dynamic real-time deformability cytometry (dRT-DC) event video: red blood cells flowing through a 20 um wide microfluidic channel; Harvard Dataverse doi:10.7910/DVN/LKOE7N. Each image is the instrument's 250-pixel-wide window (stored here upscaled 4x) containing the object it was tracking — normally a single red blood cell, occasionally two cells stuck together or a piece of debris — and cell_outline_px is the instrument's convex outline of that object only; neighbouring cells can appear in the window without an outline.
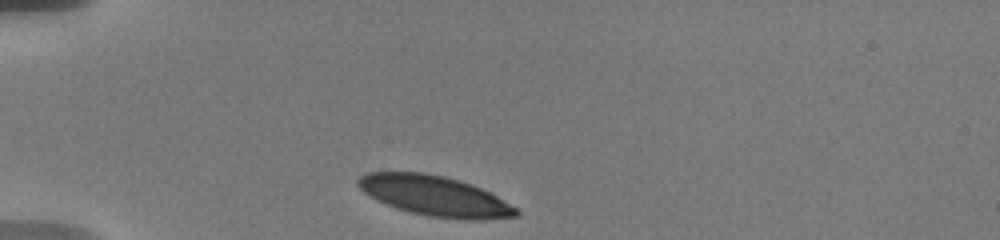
{"species": "human", "species_latin": "Homo sapiens", "temperature_condition": "warm", "stored_images_in_passage": 7, "camera_frame_rate_fps": 3000, "um_per_image_px": 0.085, "donor": {"sex": "male"}, "frame": {"image": 1, "passage_image": 1, "time_ms": 0.0, "image_size_px": [1000, 240], "cell_outline_px": [[520, 212], [516, 216], [484, 220], [464, 220], [428, 216], [396, 208], [376, 200], [364, 192], [356, 184], [356, 180], [360, 176], [368, 172], [424, 172], [444, 176], [472, 184], [496, 196], [516, 208]], "centroid_in_image_um": [36.93, 16.65], "position_along_channel_um": 48.1, "area_um2": 36.88}}
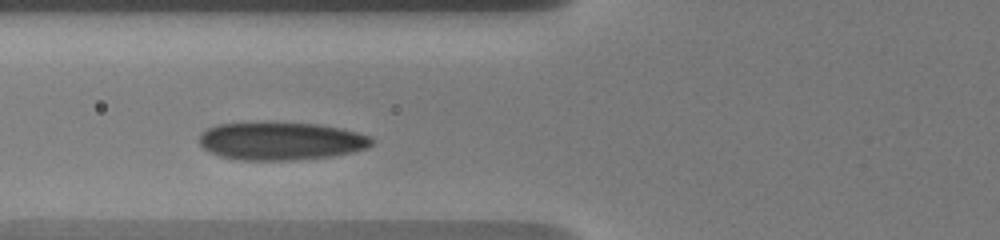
{"frame": {"image": 2, "passage_image": 5, "time_ms": 2.333, "image_size_px": [1000, 240], "cell_outline_px": [[376, 140], [368, 148], [352, 152], [332, 156], [296, 160], [236, 160], [220, 156], [208, 152], [200, 144], [200, 132], [208, 128], [220, 124], [264, 120], [268, 120], [320, 124], [344, 128], [372, 136]], "centroid_in_image_um": [23.9, 11.95], "position_along_channel_um": 101.9, "area_um2": 39.48}}
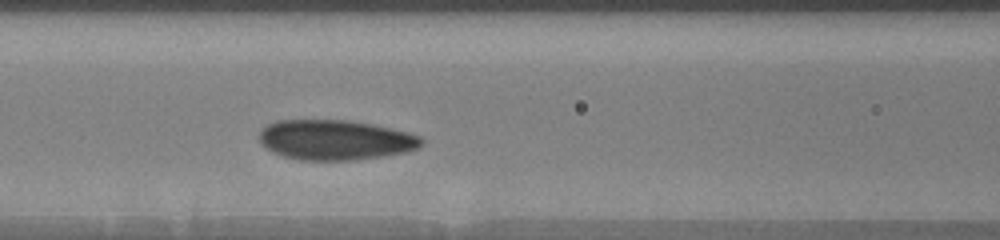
{"frame": {"image": 3, "passage_image": 7, "time_ms": 3.333, "image_size_px": [1000, 240], "cell_outline_px": [[424, 144], [420, 148], [408, 152], [384, 156], [356, 160], [300, 160], [284, 156], [272, 152], [264, 148], [260, 144], [260, 132], [268, 124], [276, 120], [348, 120], [372, 124], [392, 128], [408, 132], [420, 136], [424, 140]], "centroid_in_image_um": [28.54, 11.9], "position_along_channel_um": 138.1, "area_um2": 38.26}}